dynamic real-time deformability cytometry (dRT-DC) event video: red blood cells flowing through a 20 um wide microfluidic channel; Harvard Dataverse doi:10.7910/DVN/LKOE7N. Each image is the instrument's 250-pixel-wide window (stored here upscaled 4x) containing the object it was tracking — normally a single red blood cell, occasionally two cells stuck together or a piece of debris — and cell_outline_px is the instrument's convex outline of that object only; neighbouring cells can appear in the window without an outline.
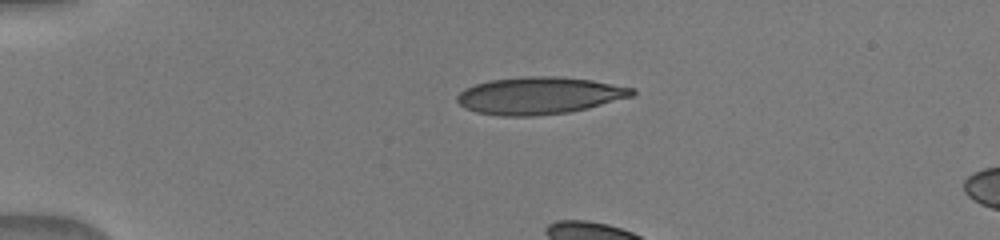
{"species": "human", "species_latin": "Homo sapiens", "temperature_condition": "warm", "stored_images_in_passage": 6, "camera_frame_rate_fps": 3000, "um_per_image_px": 0.085, "donor": {"sex": "male"}, "frame": {"image": 1, "passage_image": 1, "time_ms": 0.0, "image_size_px": [1000, 240], "cell_outline_px": [[636, 92], [632, 96], [588, 108], [568, 112], [532, 116], [500, 116], [476, 112], [464, 108], [456, 100], [456, 96], [464, 88], [488, 80], [524, 76], [560, 76], [592, 80], [636, 88]], "centroid_in_image_um": [45.83, 8.12], "position_along_channel_um": 39.2, "area_um2": 38.15}}